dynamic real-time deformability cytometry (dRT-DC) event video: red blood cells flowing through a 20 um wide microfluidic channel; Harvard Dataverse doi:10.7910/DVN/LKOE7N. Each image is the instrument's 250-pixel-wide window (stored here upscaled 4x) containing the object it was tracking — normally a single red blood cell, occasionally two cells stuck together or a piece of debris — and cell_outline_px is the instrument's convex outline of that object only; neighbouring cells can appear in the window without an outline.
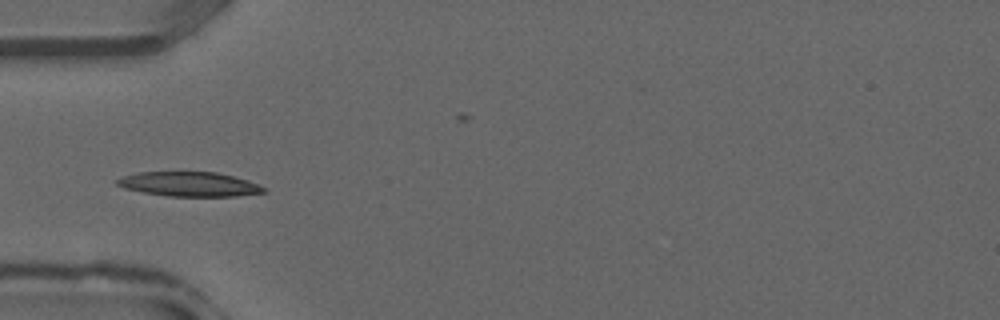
{"species": "common noctule bat (a hibernating species)", "species_latin": "Nyctalus noctula", "temperature_condition": "warm", "stored_images_in_passage": 3, "camera_frame_rate_fps": 3000, "um_per_image_px": 0.085, "animal": {"sex": "male", "forearm_length_mm": 52.5}, "frame": {"image": 1, "passage_image": 1, "time_ms": 0.0, "image_size_px": [1000, 320], "cell_outline_px": [[268, 192], [236, 196], [168, 196], [144, 192], [124, 188], [116, 184], [116, 180], [124, 176], [140, 172], [216, 172], [248, 180], [268, 188]], "centroid_in_image_um": [16.15, 15.66], "position_along_channel_um": 68.9, "area_um2": 20.87}}